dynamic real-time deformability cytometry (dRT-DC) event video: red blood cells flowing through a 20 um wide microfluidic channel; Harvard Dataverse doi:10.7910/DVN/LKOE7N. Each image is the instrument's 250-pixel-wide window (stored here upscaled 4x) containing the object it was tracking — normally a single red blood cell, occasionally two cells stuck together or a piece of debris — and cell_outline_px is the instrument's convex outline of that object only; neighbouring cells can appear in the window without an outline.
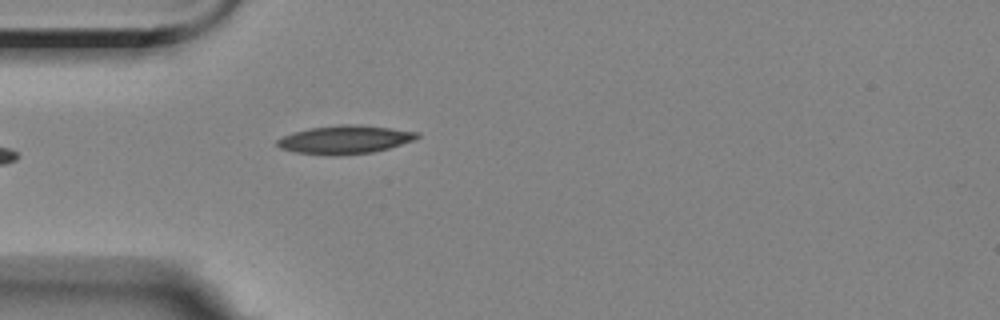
{"species": "Egyptian fruit bat (a non-hibernating species)", "species_latin": "Rousettus aegyptiacus", "temperature_condition": "room temperature", "stored_images_in_passage": 5, "camera_frame_rate_fps": 3000, "um_per_image_px": 0.085, "animal": {"sex": "female"}, "frame": {"image": 1, "passage_image": 5, "time_ms": 4.667, "image_size_px": [1000, 320], "cell_outline_px": [[420, 136], [416, 140], [388, 148], [372, 152], [336, 156], [296, 152], [280, 148], [276, 144], [276, 140], [292, 132], [308, 128], [340, 124], [360, 124], [392, 128], [420, 132]], "centroid_in_image_um": [29.34, 11.85], "position_along_channel_um": 55.7, "area_um2": 23.35}}